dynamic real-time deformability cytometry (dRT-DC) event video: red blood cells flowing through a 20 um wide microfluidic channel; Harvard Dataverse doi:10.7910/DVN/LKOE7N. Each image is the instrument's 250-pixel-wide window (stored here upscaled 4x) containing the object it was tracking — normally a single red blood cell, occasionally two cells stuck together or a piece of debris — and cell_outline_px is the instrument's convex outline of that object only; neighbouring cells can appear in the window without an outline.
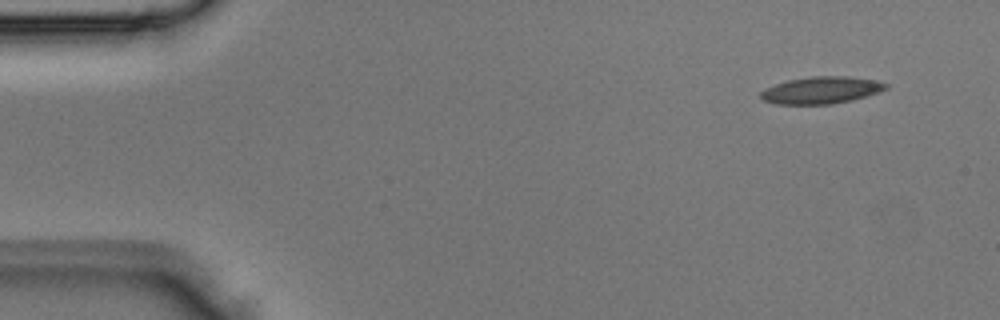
{"species": "Egyptian fruit bat (a non-hibernating species)", "species_latin": "Rousettus aegyptiacus", "temperature_condition": "room temperature", "stored_images_in_passage": 3, "segment_of_instrument_passage": [2, 2], "camera_frame_rate_fps": 3000, "um_per_image_px": 0.085, "animal": {"sex": "male"}, "frame": {"image": 1, "passage_image": 3, "time_ms": 0.667, "image_size_px": [1000, 320], "cell_outline_px": [[888, 88], [852, 100], [832, 104], [776, 104], [764, 100], [760, 96], [760, 92], [776, 84], [788, 80], [812, 76], [848, 76], [876, 80], [888, 84]], "centroid_in_image_um": [69.81, 7.66], "position_along_channel_um": 15.2, "area_um2": 19.48}}